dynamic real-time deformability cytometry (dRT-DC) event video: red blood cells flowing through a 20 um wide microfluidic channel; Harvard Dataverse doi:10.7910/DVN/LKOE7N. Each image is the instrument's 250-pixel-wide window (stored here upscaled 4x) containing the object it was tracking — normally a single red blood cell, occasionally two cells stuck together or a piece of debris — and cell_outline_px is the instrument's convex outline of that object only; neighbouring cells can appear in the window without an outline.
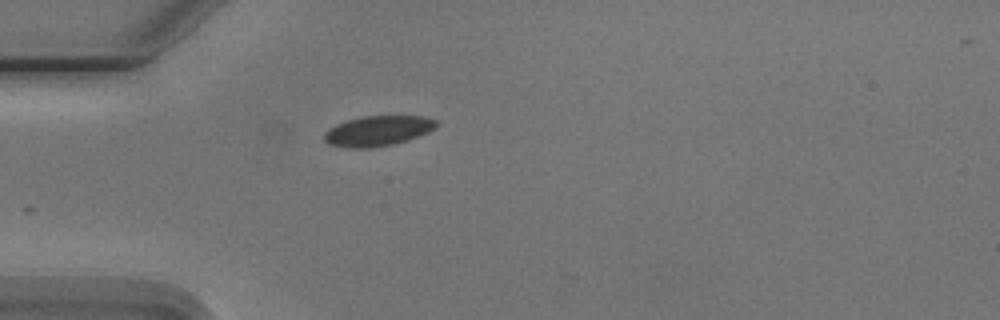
{"species": "Egyptian fruit bat (a non-hibernating species)", "species_latin": "Rousettus aegyptiacus", "temperature_condition": "cold", "stored_images_in_passage": 1, "camera_frame_rate_fps": 3000, "um_per_image_px": 0.085, "animal": {"sex": "male"}, "frame": {"image": 1, "passage_image": 1, "time_ms": 0.0, "image_size_px": [1000, 320], "cell_outline_px": [[436, 124], [428, 132], [408, 140], [392, 144], [372, 148], [348, 148], [328, 144], [324, 140], [324, 132], [328, 128], [336, 124], [360, 116], [424, 116], [436, 120]], "centroid_in_image_um": [32.06, 11.13], "position_along_channel_um": 52.9, "area_um2": 19.71}}